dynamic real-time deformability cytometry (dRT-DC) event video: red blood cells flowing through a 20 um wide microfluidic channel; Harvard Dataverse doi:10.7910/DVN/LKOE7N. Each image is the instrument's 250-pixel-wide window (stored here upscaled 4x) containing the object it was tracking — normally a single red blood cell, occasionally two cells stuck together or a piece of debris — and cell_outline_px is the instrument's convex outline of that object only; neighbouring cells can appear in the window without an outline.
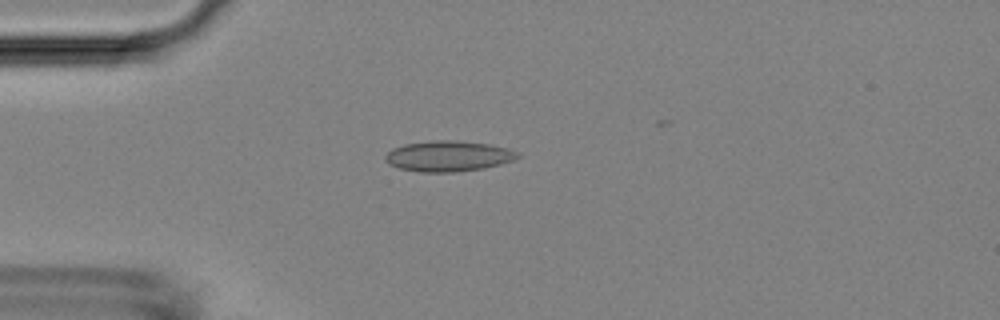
{"species": "Egyptian fruit bat (a non-hibernating species)", "species_latin": "Rousettus aegyptiacus", "temperature_condition": "room temperature", "stored_images_in_passage": 1, "camera_frame_rate_fps": 3000, "um_per_image_px": 0.085, "animal": {"sex": "female"}, "frame": {"image": 1, "passage_image": 1, "time_ms": 0.0, "image_size_px": [1000, 320], "cell_outline_px": [[520, 156], [512, 160], [500, 164], [484, 168], [456, 172], [420, 172], [400, 168], [388, 164], [384, 160], [384, 156], [392, 148], [404, 144], [436, 140], [456, 140], [488, 144], [508, 148], [520, 152]], "centroid_in_image_um": [38.1, 13.27], "position_along_channel_um": 46.9, "area_um2": 23.7}}